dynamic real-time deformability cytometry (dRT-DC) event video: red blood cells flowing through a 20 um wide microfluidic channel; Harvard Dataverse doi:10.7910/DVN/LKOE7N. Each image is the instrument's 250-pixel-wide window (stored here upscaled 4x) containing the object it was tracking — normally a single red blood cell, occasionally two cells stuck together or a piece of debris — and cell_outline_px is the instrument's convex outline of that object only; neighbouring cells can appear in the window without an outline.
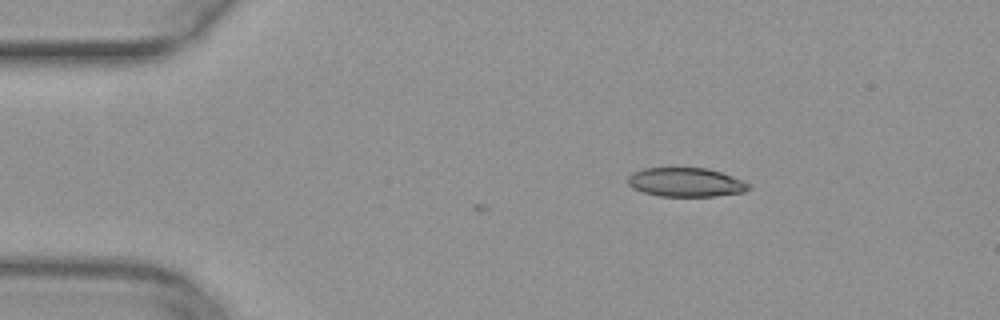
{"species": "common noctule bat (a hibernating species)", "species_latin": "Nyctalus noctula", "temperature_condition": "warm", "stored_images_in_passage": 4, "camera_frame_rate_fps": 3000, "um_per_image_px": 0.085, "animal": {"sex": "female", "body_mass_g": 29.2, "forearm_length_mm": 56.3}, "frame": {"image": 1, "passage_image": 1, "time_ms": 0.0, "image_size_px": [1000, 320], "cell_outline_px": [[748, 188], [744, 192], [716, 196], [660, 196], [644, 192], [632, 188], [628, 184], [628, 176], [632, 172], [644, 168], [708, 168], [732, 176], [748, 184]], "centroid_in_image_um": [58.24, 15.49], "position_along_channel_um": 26.8, "area_um2": 20.23}}